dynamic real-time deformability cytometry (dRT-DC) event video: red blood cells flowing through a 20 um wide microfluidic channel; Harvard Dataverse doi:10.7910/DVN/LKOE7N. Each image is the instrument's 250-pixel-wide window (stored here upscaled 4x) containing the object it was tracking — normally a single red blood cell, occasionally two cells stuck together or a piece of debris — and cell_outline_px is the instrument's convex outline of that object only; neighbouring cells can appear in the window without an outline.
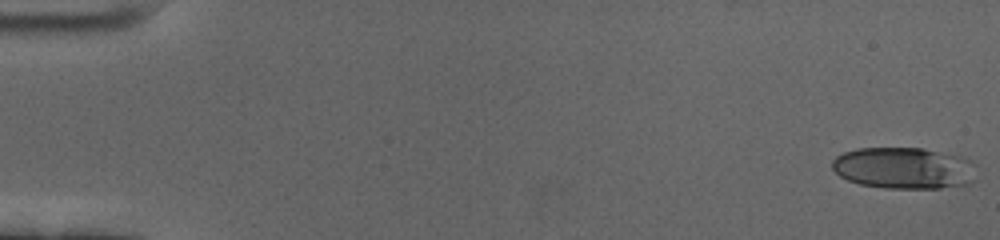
{"species": "human", "species_latin": "Homo sapiens", "temperature_condition": "cold", "stored_images_in_passage": 59, "camera_frame_rate_fps": 3000, "um_per_image_px": 0.085, "donor": {"sex": "female"}, "frame": {"image": 1, "passage_image": 1, "time_ms": 0.0, "image_size_px": [1000, 240], "cell_outline_px": [[976, 164], [972, 180], [968, 184], [940, 188], [884, 188], [860, 184], [848, 180], [840, 176], [832, 168], [832, 160], [836, 156], [844, 152], [856, 148], [924, 148], [964, 156], [972, 160]], "centroid_in_image_um": [76.85, 14.27], "position_along_channel_um": 8.2, "area_um2": 35.26}}
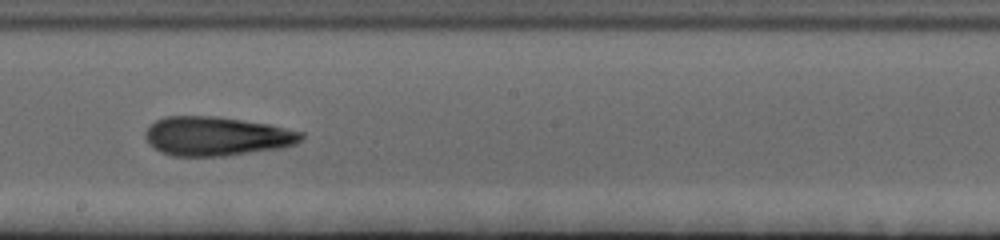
{"frame": {"image": 2, "passage_image": 34, "time_ms": 11.0, "image_size_px": [1000, 240], "cell_outline_px": [[304, 136], [296, 144], [280, 148], [224, 156], [172, 156], [160, 152], [148, 144], [144, 136], [144, 132], [156, 120], [164, 116], [216, 116], [268, 124], [304, 132]], "centroid_in_image_um": [18.38, 11.58], "position_along_channel_um": 229.8, "area_um2": 35.6}}
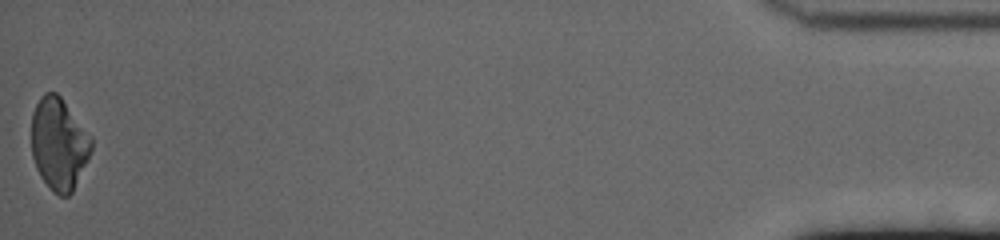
{"frame": {"image": 3, "passage_image": 59, "time_ms": 19.333, "image_size_px": [1000, 240], "cell_outline_px": [[92, 148], [88, 160], [72, 192], [68, 196], [60, 196], [52, 192], [40, 176], [36, 168], [32, 156], [32, 112], [40, 96], [44, 92], [56, 92], [60, 96], [92, 136]], "centroid_in_image_um": [5.01, 12.23], "position_along_channel_um": 430.2, "area_um2": 32.31}, "authors_computed_cell_mechanics": {"area_um2": 34.2754, "velocity_mm_per_s": 3.4601, "shape_relaxation_time_tau1_ms": 8.2131, "shape_relaxation_time_tau2_ms": 3.0917, "deformation_change_tau1": 0.2277, "deformation_change_tau2": 0.1274}}